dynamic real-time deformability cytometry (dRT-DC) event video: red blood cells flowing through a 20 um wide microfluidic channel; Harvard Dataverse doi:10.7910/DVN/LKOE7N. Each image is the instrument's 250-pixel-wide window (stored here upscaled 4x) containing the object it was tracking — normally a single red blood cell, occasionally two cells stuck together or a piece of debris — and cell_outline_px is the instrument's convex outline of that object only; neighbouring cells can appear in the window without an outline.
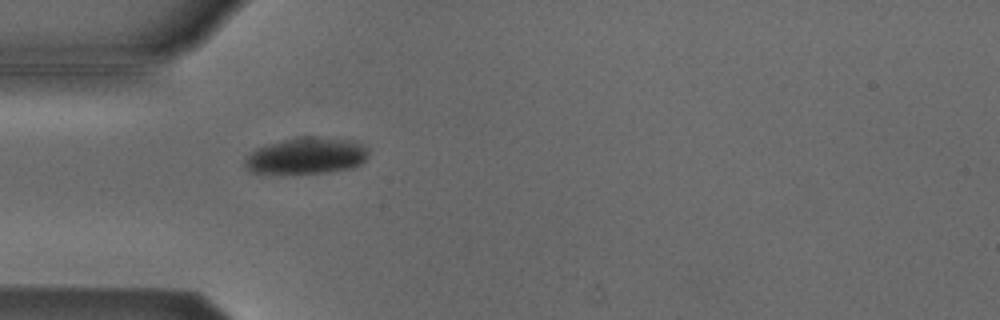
{"species": "Egyptian fruit bat (a non-hibernating species)", "species_latin": "Rousettus aegyptiacus", "temperature_condition": "cold", "stored_images_in_passage": 1, "camera_frame_rate_fps": 3000, "um_per_image_px": 0.085, "animal": {"sex": "male"}, "frame": {"image": 1, "passage_image": 1, "time_ms": 0.0, "image_size_px": [1000, 320], "cell_outline_px": [[368, 156], [360, 164], [352, 168], [328, 172], [280, 176], [252, 172], [244, 164], [244, 160], [256, 148], [264, 144], [296, 136], [316, 136], [352, 140], [364, 144], [368, 148]], "centroid_in_image_um": [26.02, 13.26], "position_along_channel_um": 59.0, "area_um2": 27.34}}